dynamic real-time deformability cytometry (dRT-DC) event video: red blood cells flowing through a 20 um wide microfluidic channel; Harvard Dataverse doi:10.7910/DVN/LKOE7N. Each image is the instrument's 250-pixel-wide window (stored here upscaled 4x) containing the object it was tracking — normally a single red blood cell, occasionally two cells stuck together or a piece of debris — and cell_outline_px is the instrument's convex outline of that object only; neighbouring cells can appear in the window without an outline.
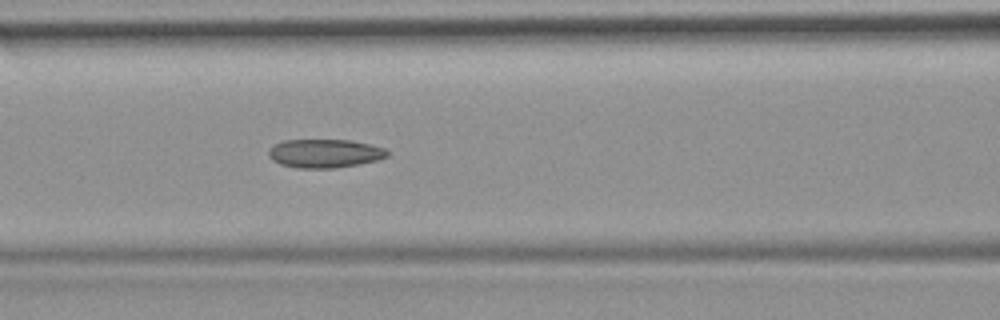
{"species": "common noctule bat (a hibernating species)", "species_latin": "Nyctalus noctula", "temperature_condition": "room temperature", "stored_images_in_passage": 45, "camera_frame_rate_fps": 3000, "um_per_image_px": 0.085, "animal": {"sex": "female", "body_mass_g": 19.9}, "frame": {"image": 1, "passage_image": 14, "time_ms": 4.333, "image_size_px": [1000, 320], "cell_outline_px": [[388, 156], [376, 160], [336, 168], [296, 168], [280, 164], [272, 160], [268, 156], [268, 152], [276, 144], [284, 140], [352, 140], [384, 148], [388, 152]], "centroid_in_image_um": [27.58, 13.04], "position_along_channel_um": 139.0, "area_um2": 19.59}, "authors_computed_cell_mechanics": {"area_um2": 19.7098, "velocity_mm_per_s": 3.8694, "shape_relaxation_time_tau1_ms": null, "shape_relaxation_time_tau2_ms": 2.9347, "deformation_change_tau1": null, "deformation_change_tau2": 0.0999}}